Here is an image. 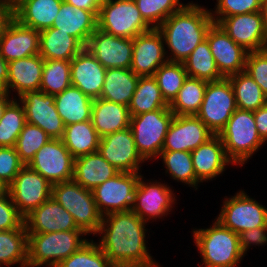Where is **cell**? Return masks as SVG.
<instances>
[{
  "label": "cell",
  "instance_id": "6da1fadb",
  "mask_svg": "<svg viewBox=\"0 0 267 267\" xmlns=\"http://www.w3.org/2000/svg\"><path fill=\"white\" fill-rule=\"evenodd\" d=\"M145 226L132 210L102 217L98 244L114 267H160L148 252Z\"/></svg>",
  "mask_w": 267,
  "mask_h": 267
},
{
  "label": "cell",
  "instance_id": "7a4b0ae2",
  "mask_svg": "<svg viewBox=\"0 0 267 267\" xmlns=\"http://www.w3.org/2000/svg\"><path fill=\"white\" fill-rule=\"evenodd\" d=\"M214 23L210 11L193 1L170 15L159 27L166 47L171 51L169 62L183 63L199 43L206 39Z\"/></svg>",
  "mask_w": 267,
  "mask_h": 267
},
{
  "label": "cell",
  "instance_id": "3957f363",
  "mask_svg": "<svg viewBox=\"0 0 267 267\" xmlns=\"http://www.w3.org/2000/svg\"><path fill=\"white\" fill-rule=\"evenodd\" d=\"M193 236L203 260L199 266L235 267L245 256L241 251L239 235L218 220L210 228L193 229Z\"/></svg>",
  "mask_w": 267,
  "mask_h": 267
},
{
  "label": "cell",
  "instance_id": "277c9868",
  "mask_svg": "<svg viewBox=\"0 0 267 267\" xmlns=\"http://www.w3.org/2000/svg\"><path fill=\"white\" fill-rule=\"evenodd\" d=\"M86 235L83 230L29 233L27 267H56L89 241L82 238Z\"/></svg>",
  "mask_w": 267,
  "mask_h": 267
},
{
  "label": "cell",
  "instance_id": "5b68a950",
  "mask_svg": "<svg viewBox=\"0 0 267 267\" xmlns=\"http://www.w3.org/2000/svg\"><path fill=\"white\" fill-rule=\"evenodd\" d=\"M218 136L232 165L243 166L265 143L255 125L254 111L238 108Z\"/></svg>",
  "mask_w": 267,
  "mask_h": 267
},
{
  "label": "cell",
  "instance_id": "8992f818",
  "mask_svg": "<svg viewBox=\"0 0 267 267\" xmlns=\"http://www.w3.org/2000/svg\"><path fill=\"white\" fill-rule=\"evenodd\" d=\"M51 197L73 216L79 229L87 235L98 233L103 216L97 209L92 190L71 180L52 185Z\"/></svg>",
  "mask_w": 267,
  "mask_h": 267
},
{
  "label": "cell",
  "instance_id": "52a82bcc",
  "mask_svg": "<svg viewBox=\"0 0 267 267\" xmlns=\"http://www.w3.org/2000/svg\"><path fill=\"white\" fill-rule=\"evenodd\" d=\"M97 28L116 37L131 39L152 29L142 18L134 0H102Z\"/></svg>",
  "mask_w": 267,
  "mask_h": 267
},
{
  "label": "cell",
  "instance_id": "ba28073f",
  "mask_svg": "<svg viewBox=\"0 0 267 267\" xmlns=\"http://www.w3.org/2000/svg\"><path fill=\"white\" fill-rule=\"evenodd\" d=\"M173 117L174 113L170 108L131 116L130 129L137 152L144 161L159 157Z\"/></svg>",
  "mask_w": 267,
  "mask_h": 267
},
{
  "label": "cell",
  "instance_id": "9c48e42d",
  "mask_svg": "<svg viewBox=\"0 0 267 267\" xmlns=\"http://www.w3.org/2000/svg\"><path fill=\"white\" fill-rule=\"evenodd\" d=\"M236 109L231 83L224 78L207 83L204 99L196 116L214 135H218Z\"/></svg>",
  "mask_w": 267,
  "mask_h": 267
},
{
  "label": "cell",
  "instance_id": "30bf717a",
  "mask_svg": "<svg viewBox=\"0 0 267 267\" xmlns=\"http://www.w3.org/2000/svg\"><path fill=\"white\" fill-rule=\"evenodd\" d=\"M216 220L239 235L253 228L267 227V208L240 190L225 198Z\"/></svg>",
  "mask_w": 267,
  "mask_h": 267
},
{
  "label": "cell",
  "instance_id": "8fae6325",
  "mask_svg": "<svg viewBox=\"0 0 267 267\" xmlns=\"http://www.w3.org/2000/svg\"><path fill=\"white\" fill-rule=\"evenodd\" d=\"M141 173L119 172L92 190L99 213L131 211Z\"/></svg>",
  "mask_w": 267,
  "mask_h": 267
},
{
  "label": "cell",
  "instance_id": "7c38bea8",
  "mask_svg": "<svg viewBox=\"0 0 267 267\" xmlns=\"http://www.w3.org/2000/svg\"><path fill=\"white\" fill-rule=\"evenodd\" d=\"M7 191L19 213L25 217L51 198L52 184L25 165L7 187Z\"/></svg>",
  "mask_w": 267,
  "mask_h": 267
},
{
  "label": "cell",
  "instance_id": "4fadbf2b",
  "mask_svg": "<svg viewBox=\"0 0 267 267\" xmlns=\"http://www.w3.org/2000/svg\"><path fill=\"white\" fill-rule=\"evenodd\" d=\"M74 159L61 139L51 138L35 153L28 166L54 185L73 180Z\"/></svg>",
  "mask_w": 267,
  "mask_h": 267
},
{
  "label": "cell",
  "instance_id": "5bb4252c",
  "mask_svg": "<svg viewBox=\"0 0 267 267\" xmlns=\"http://www.w3.org/2000/svg\"><path fill=\"white\" fill-rule=\"evenodd\" d=\"M218 25L235 43L248 52L267 49L263 11L224 17Z\"/></svg>",
  "mask_w": 267,
  "mask_h": 267
},
{
  "label": "cell",
  "instance_id": "9a60e30c",
  "mask_svg": "<svg viewBox=\"0 0 267 267\" xmlns=\"http://www.w3.org/2000/svg\"><path fill=\"white\" fill-rule=\"evenodd\" d=\"M24 108L26 122L40 127L53 139H61L65 125L59 116L54 95L43 91L27 92L17 98Z\"/></svg>",
  "mask_w": 267,
  "mask_h": 267
},
{
  "label": "cell",
  "instance_id": "2e32d148",
  "mask_svg": "<svg viewBox=\"0 0 267 267\" xmlns=\"http://www.w3.org/2000/svg\"><path fill=\"white\" fill-rule=\"evenodd\" d=\"M144 177L140 175L135 190L134 204L132 211L137 214L144 222L150 219L162 218L171 212L176 199L174 191L165 183L144 182Z\"/></svg>",
  "mask_w": 267,
  "mask_h": 267
},
{
  "label": "cell",
  "instance_id": "e0dca14e",
  "mask_svg": "<svg viewBox=\"0 0 267 267\" xmlns=\"http://www.w3.org/2000/svg\"><path fill=\"white\" fill-rule=\"evenodd\" d=\"M98 151L120 172L137 173L145 162L137 152L130 127L100 138Z\"/></svg>",
  "mask_w": 267,
  "mask_h": 267
},
{
  "label": "cell",
  "instance_id": "ac0fdd59",
  "mask_svg": "<svg viewBox=\"0 0 267 267\" xmlns=\"http://www.w3.org/2000/svg\"><path fill=\"white\" fill-rule=\"evenodd\" d=\"M213 135L196 115H174L162 151L192 152Z\"/></svg>",
  "mask_w": 267,
  "mask_h": 267
},
{
  "label": "cell",
  "instance_id": "d6986e66",
  "mask_svg": "<svg viewBox=\"0 0 267 267\" xmlns=\"http://www.w3.org/2000/svg\"><path fill=\"white\" fill-rule=\"evenodd\" d=\"M85 48L106 68L129 69L132 64L133 39L116 37L98 28Z\"/></svg>",
  "mask_w": 267,
  "mask_h": 267
},
{
  "label": "cell",
  "instance_id": "ffe728a7",
  "mask_svg": "<svg viewBox=\"0 0 267 267\" xmlns=\"http://www.w3.org/2000/svg\"><path fill=\"white\" fill-rule=\"evenodd\" d=\"M164 45L163 35L158 28L137 35L133 39L130 69L138 76H154L157 69L168 62V50Z\"/></svg>",
  "mask_w": 267,
  "mask_h": 267
},
{
  "label": "cell",
  "instance_id": "44dd1931",
  "mask_svg": "<svg viewBox=\"0 0 267 267\" xmlns=\"http://www.w3.org/2000/svg\"><path fill=\"white\" fill-rule=\"evenodd\" d=\"M206 39L217 68L224 78L245 70L248 51L235 43L221 26L213 23Z\"/></svg>",
  "mask_w": 267,
  "mask_h": 267
},
{
  "label": "cell",
  "instance_id": "7402d4cb",
  "mask_svg": "<svg viewBox=\"0 0 267 267\" xmlns=\"http://www.w3.org/2000/svg\"><path fill=\"white\" fill-rule=\"evenodd\" d=\"M40 32L21 24L13 16L0 36V54L11 62L39 54Z\"/></svg>",
  "mask_w": 267,
  "mask_h": 267
},
{
  "label": "cell",
  "instance_id": "603a6c76",
  "mask_svg": "<svg viewBox=\"0 0 267 267\" xmlns=\"http://www.w3.org/2000/svg\"><path fill=\"white\" fill-rule=\"evenodd\" d=\"M106 68L84 47L70 61L71 85L92 99L100 98Z\"/></svg>",
  "mask_w": 267,
  "mask_h": 267
},
{
  "label": "cell",
  "instance_id": "cb8c5ba5",
  "mask_svg": "<svg viewBox=\"0 0 267 267\" xmlns=\"http://www.w3.org/2000/svg\"><path fill=\"white\" fill-rule=\"evenodd\" d=\"M24 225L28 234L82 230L73 216L52 197L25 216Z\"/></svg>",
  "mask_w": 267,
  "mask_h": 267
},
{
  "label": "cell",
  "instance_id": "d4e9b609",
  "mask_svg": "<svg viewBox=\"0 0 267 267\" xmlns=\"http://www.w3.org/2000/svg\"><path fill=\"white\" fill-rule=\"evenodd\" d=\"M191 158L196 178L201 183L222 174L225 171V166L232 164L218 135H213L193 150Z\"/></svg>",
  "mask_w": 267,
  "mask_h": 267
},
{
  "label": "cell",
  "instance_id": "484cf974",
  "mask_svg": "<svg viewBox=\"0 0 267 267\" xmlns=\"http://www.w3.org/2000/svg\"><path fill=\"white\" fill-rule=\"evenodd\" d=\"M44 60L37 54L8 62L7 93L16 91L19 98L27 92L39 91Z\"/></svg>",
  "mask_w": 267,
  "mask_h": 267
},
{
  "label": "cell",
  "instance_id": "4316f807",
  "mask_svg": "<svg viewBox=\"0 0 267 267\" xmlns=\"http://www.w3.org/2000/svg\"><path fill=\"white\" fill-rule=\"evenodd\" d=\"M98 13L74 7L63 0L52 27L70 34L85 47L97 29Z\"/></svg>",
  "mask_w": 267,
  "mask_h": 267
},
{
  "label": "cell",
  "instance_id": "83f0119b",
  "mask_svg": "<svg viewBox=\"0 0 267 267\" xmlns=\"http://www.w3.org/2000/svg\"><path fill=\"white\" fill-rule=\"evenodd\" d=\"M63 0H19L12 16L21 24L42 31L51 28Z\"/></svg>",
  "mask_w": 267,
  "mask_h": 267
},
{
  "label": "cell",
  "instance_id": "f1b7e54d",
  "mask_svg": "<svg viewBox=\"0 0 267 267\" xmlns=\"http://www.w3.org/2000/svg\"><path fill=\"white\" fill-rule=\"evenodd\" d=\"M128 106L103 98L93 99L91 122L100 138L130 127Z\"/></svg>",
  "mask_w": 267,
  "mask_h": 267
},
{
  "label": "cell",
  "instance_id": "f546056e",
  "mask_svg": "<svg viewBox=\"0 0 267 267\" xmlns=\"http://www.w3.org/2000/svg\"><path fill=\"white\" fill-rule=\"evenodd\" d=\"M119 172L99 151L74 159L73 180L85 189L93 190Z\"/></svg>",
  "mask_w": 267,
  "mask_h": 267
},
{
  "label": "cell",
  "instance_id": "4dcf8cb0",
  "mask_svg": "<svg viewBox=\"0 0 267 267\" xmlns=\"http://www.w3.org/2000/svg\"><path fill=\"white\" fill-rule=\"evenodd\" d=\"M54 97L57 112L65 126L91 120L93 99L79 88L71 85Z\"/></svg>",
  "mask_w": 267,
  "mask_h": 267
},
{
  "label": "cell",
  "instance_id": "1f68e13d",
  "mask_svg": "<svg viewBox=\"0 0 267 267\" xmlns=\"http://www.w3.org/2000/svg\"><path fill=\"white\" fill-rule=\"evenodd\" d=\"M83 48L76 38L58 28L40 31L39 54L45 60L71 61Z\"/></svg>",
  "mask_w": 267,
  "mask_h": 267
},
{
  "label": "cell",
  "instance_id": "d6a6232c",
  "mask_svg": "<svg viewBox=\"0 0 267 267\" xmlns=\"http://www.w3.org/2000/svg\"><path fill=\"white\" fill-rule=\"evenodd\" d=\"M139 78L130 68L106 69L100 98L129 106Z\"/></svg>",
  "mask_w": 267,
  "mask_h": 267
},
{
  "label": "cell",
  "instance_id": "836d02e7",
  "mask_svg": "<svg viewBox=\"0 0 267 267\" xmlns=\"http://www.w3.org/2000/svg\"><path fill=\"white\" fill-rule=\"evenodd\" d=\"M62 142L74 158L97 152L100 136L91 120L66 125Z\"/></svg>",
  "mask_w": 267,
  "mask_h": 267
},
{
  "label": "cell",
  "instance_id": "e575fe53",
  "mask_svg": "<svg viewBox=\"0 0 267 267\" xmlns=\"http://www.w3.org/2000/svg\"><path fill=\"white\" fill-rule=\"evenodd\" d=\"M128 108L130 116L169 108L154 76H140Z\"/></svg>",
  "mask_w": 267,
  "mask_h": 267
},
{
  "label": "cell",
  "instance_id": "d590c367",
  "mask_svg": "<svg viewBox=\"0 0 267 267\" xmlns=\"http://www.w3.org/2000/svg\"><path fill=\"white\" fill-rule=\"evenodd\" d=\"M28 233L25 225L0 231V267L19 264L27 267Z\"/></svg>",
  "mask_w": 267,
  "mask_h": 267
},
{
  "label": "cell",
  "instance_id": "8d00e7d4",
  "mask_svg": "<svg viewBox=\"0 0 267 267\" xmlns=\"http://www.w3.org/2000/svg\"><path fill=\"white\" fill-rule=\"evenodd\" d=\"M232 86L238 109L255 111L267 104V96L245 71L227 78Z\"/></svg>",
  "mask_w": 267,
  "mask_h": 267
},
{
  "label": "cell",
  "instance_id": "74e56055",
  "mask_svg": "<svg viewBox=\"0 0 267 267\" xmlns=\"http://www.w3.org/2000/svg\"><path fill=\"white\" fill-rule=\"evenodd\" d=\"M183 64L188 77L207 82L224 79L217 68L207 39L198 44Z\"/></svg>",
  "mask_w": 267,
  "mask_h": 267
},
{
  "label": "cell",
  "instance_id": "f35d334b",
  "mask_svg": "<svg viewBox=\"0 0 267 267\" xmlns=\"http://www.w3.org/2000/svg\"><path fill=\"white\" fill-rule=\"evenodd\" d=\"M207 81L187 77L177 96L169 104L174 115H196L204 99Z\"/></svg>",
  "mask_w": 267,
  "mask_h": 267
},
{
  "label": "cell",
  "instance_id": "ab89813d",
  "mask_svg": "<svg viewBox=\"0 0 267 267\" xmlns=\"http://www.w3.org/2000/svg\"><path fill=\"white\" fill-rule=\"evenodd\" d=\"M159 157L163 160L166 174L173 180L180 181L197 190L200 183L194 172L191 152L186 151H161Z\"/></svg>",
  "mask_w": 267,
  "mask_h": 267
},
{
  "label": "cell",
  "instance_id": "60d3db41",
  "mask_svg": "<svg viewBox=\"0 0 267 267\" xmlns=\"http://www.w3.org/2000/svg\"><path fill=\"white\" fill-rule=\"evenodd\" d=\"M71 86L70 61L44 60L40 91L56 95Z\"/></svg>",
  "mask_w": 267,
  "mask_h": 267
},
{
  "label": "cell",
  "instance_id": "b9f144b4",
  "mask_svg": "<svg viewBox=\"0 0 267 267\" xmlns=\"http://www.w3.org/2000/svg\"><path fill=\"white\" fill-rule=\"evenodd\" d=\"M154 77L163 98L170 104L182 88L188 74L183 63L168 61L157 69Z\"/></svg>",
  "mask_w": 267,
  "mask_h": 267
},
{
  "label": "cell",
  "instance_id": "7bdbcfd3",
  "mask_svg": "<svg viewBox=\"0 0 267 267\" xmlns=\"http://www.w3.org/2000/svg\"><path fill=\"white\" fill-rule=\"evenodd\" d=\"M25 123L24 108L20 101L15 98L6 107L0 119V147H15Z\"/></svg>",
  "mask_w": 267,
  "mask_h": 267
},
{
  "label": "cell",
  "instance_id": "ee69618b",
  "mask_svg": "<svg viewBox=\"0 0 267 267\" xmlns=\"http://www.w3.org/2000/svg\"><path fill=\"white\" fill-rule=\"evenodd\" d=\"M142 18L151 28H158L183 6L180 0H134Z\"/></svg>",
  "mask_w": 267,
  "mask_h": 267
},
{
  "label": "cell",
  "instance_id": "f6af8a7d",
  "mask_svg": "<svg viewBox=\"0 0 267 267\" xmlns=\"http://www.w3.org/2000/svg\"><path fill=\"white\" fill-rule=\"evenodd\" d=\"M50 139L51 137L40 127L26 122L17 138L15 149L21 161L28 165L35 153Z\"/></svg>",
  "mask_w": 267,
  "mask_h": 267
},
{
  "label": "cell",
  "instance_id": "bcb514c9",
  "mask_svg": "<svg viewBox=\"0 0 267 267\" xmlns=\"http://www.w3.org/2000/svg\"><path fill=\"white\" fill-rule=\"evenodd\" d=\"M56 267H114L98 243L89 240Z\"/></svg>",
  "mask_w": 267,
  "mask_h": 267
},
{
  "label": "cell",
  "instance_id": "7dc6e473",
  "mask_svg": "<svg viewBox=\"0 0 267 267\" xmlns=\"http://www.w3.org/2000/svg\"><path fill=\"white\" fill-rule=\"evenodd\" d=\"M209 11L218 24L224 17L263 11V0H217L215 11Z\"/></svg>",
  "mask_w": 267,
  "mask_h": 267
},
{
  "label": "cell",
  "instance_id": "c3c4849f",
  "mask_svg": "<svg viewBox=\"0 0 267 267\" xmlns=\"http://www.w3.org/2000/svg\"><path fill=\"white\" fill-rule=\"evenodd\" d=\"M25 166L15 147H0V181L8 187Z\"/></svg>",
  "mask_w": 267,
  "mask_h": 267
},
{
  "label": "cell",
  "instance_id": "681fc988",
  "mask_svg": "<svg viewBox=\"0 0 267 267\" xmlns=\"http://www.w3.org/2000/svg\"><path fill=\"white\" fill-rule=\"evenodd\" d=\"M267 96V49L248 52L245 70Z\"/></svg>",
  "mask_w": 267,
  "mask_h": 267
},
{
  "label": "cell",
  "instance_id": "f907efd6",
  "mask_svg": "<svg viewBox=\"0 0 267 267\" xmlns=\"http://www.w3.org/2000/svg\"><path fill=\"white\" fill-rule=\"evenodd\" d=\"M24 217L19 213L8 191L0 195V231L20 228Z\"/></svg>",
  "mask_w": 267,
  "mask_h": 267
},
{
  "label": "cell",
  "instance_id": "816d5d0a",
  "mask_svg": "<svg viewBox=\"0 0 267 267\" xmlns=\"http://www.w3.org/2000/svg\"><path fill=\"white\" fill-rule=\"evenodd\" d=\"M239 241L241 251L245 255L252 244L257 246L267 244V227H258L241 232Z\"/></svg>",
  "mask_w": 267,
  "mask_h": 267
},
{
  "label": "cell",
  "instance_id": "f5cc1de1",
  "mask_svg": "<svg viewBox=\"0 0 267 267\" xmlns=\"http://www.w3.org/2000/svg\"><path fill=\"white\" fill-rule=\"evenodd\" d=\"M254 119L260 137L267 141V104L254 111Z\"/></svg>",
  "mask_w": 267,
  "mask_h": 267
},
{
  "label": "cell",
  "instance_id": "db71d44e",
  "mask_svg": "<svg viewBox=\"0 0 267 267\" xmlns=\"http://www.w3.org/2000/svg\"><path fill=\"white\" fill-rule=\"evenodd\" d=\"M68 4L73 5L74 7L91 11L99 12L101 1L102 0H64Z\"/></svg>",
  "mask_w": 267,
  "mask_h": 267
},
{
  "label": "cell",
  "instance_id": "11a10c76",
  "mask_svg": "<svg viewBox=\"0 0 267 267\" xmlns=\"http://www.w3.org/2000/svg\"><path fill=\"white\" fill-rule=\"evenodd\" d=\"M12 17V6L0 0V36L6 23Z\"/></svg>",
  "mask_w": 267,
  "mask_h": 267
},
{
  "label": "cell",
  "instance_id": "9f6ffc18",
  "mask_svg": "<svg viewBox=\"0 0 267 267\" xmlns=\"http://www.w3.org/2000/svg\"><path fill=\"white\" fill-rule=\"evenodd\" d=\"M8 62L0 54V91L7 92Z\"/></svg>",
  "mask_w": 267,
  "mask_h": 267
},
{
  "label": "cell",
  "instance_id": "6f0895ef",
  "mask_svg": "<svg viewBox=\"0 0 267 267\" xmlns=\"http://www.w3.org/2000/svg\"><path fill=\"white\" fill-rule=\"evenodd\" d=\"M15 98H10V94L6 91H0V119L2 118L6 107L14 100Z\"/></svg>",
  "mask_w": 267,
  "mask_h": 267
},
{
  "label": "cell",
  "instance_id": "680465c9",
  "mask_svg": "<svg viewBox=\"0 0 267 267\" xmlns=\"http://www.w3.org/2000/svg\"><path fill=\"white\" fill-rule=\"evenodd\" d=\"M263 13H264V20H265V28L267 32V0H263Z\"/></svg>",
  "mask_w": 267,
  "mask_h": 267
},
{
  "label": "cell",
  "instance_id": "91938a15",
  "mask_svg": "<svg viewBox=\"0 0 267 267\" xmlns=\"http://www.w3.org/2000/svg\"><path fill=\"white\" fill-rule=\"evenodd\" d=\"M7 191V187L0 181V195Z\"/></svg>",
  "mask_w": 267,
  "mask_h": 267
},
{
  "label": "cell",
  "instance_id": "94428289",
  "mask_svg": "<svg viewBox=\"0 0 267 267\" xmlns=\"http://www.w3.org/2000/svg\"><path fill=\"white\" fill-rule=\"evenodd\" d=\"M3 2L13 6L14 4H16L19 0H2Z\"/></svg>",
  "mask_w": 267,
  "mask_h": 267
}]
</instances>
